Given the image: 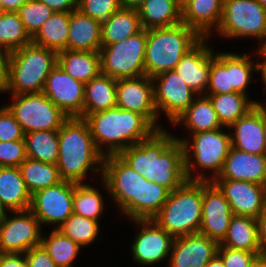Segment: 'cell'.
Segmentation results:
<instances>
[{
  "label": "cell",
  "instance_id": "8992f818",
  "mask_svg": "<svg viewBox=\"0 0 266 267\" xmlns=\"http://www.w3.org/2000/svg\"><path fill=\"white\" fill-rule=\"evenodd\" d=\"M203 181L187 180L171 191L153 220L174 238L199 232L202 218Z\"/></svg>",
  "mask_w": 266,
  "mask_h": 267
},
{
  "label": "cell",
  "instance_id": "91938a15",
  "mask_svg": "<svg viewBox=\"0 0 266 267\" xmlns=\"http://www.w3.org/2000/svg\"><path fill=\"white\" fill-rule=\"evenodd\" d=\"M251 267H266V255L259 256Z\"/></svg>",
  "mask_w": 266,
  "mask_h": 267
},
{
  "label": "cell",
  "instance_id": "003e7915",
  "mask_svg": "<svg viewBox=\"0 0 266 267\" xmlns=\"http://www.w3.org/2000/svg\"><path fill=\"white\" fill-rule=\"evenodd\" d=\"M2 13H3V10H2V8H0V17H1V15H2Z\"/></svg>",
  "mask_w": 266,
  "mask_h": 267
},
{
  "label": "cell",
  "instance_id": "e0dca14e",
  "mask_svg": "<svg viewBox=\"0 0 266 267\" xmlns=\"http://www.w3.org/2000/svg\"><path fill=\"white\" fill-rule=\"evenodd\" d=\"M42 92L68 118H82L85 83L72 78L60 65L50 71Z\"/></svg>",
  "mask_w": 266,
  "mask_h": 267
},
{
  "label": "cell",
  "instance_id": "44dd1931",
  "mask_svg": "<svg viewBox=\"0 0 266 267\" xmlns=\"http://www.w3.org/2000/svg\"><path fill=\"white\" fill-rule=\"evenodd\" d=\"M219 243L196 233L176 237L168 258V267H206L217 254Z\"/></svg>",
  "mask_w": 266,
  "mask_h": 267
},
{
  "label": "cell",
  "instance_id": "ffe728a7",
  "mask_svg": "<svg viewBox=\"0 0 266 267\" xmlns=\"http://www.w3.org/2000/svg\"><path fill=\"white\" fill-rule=\"evenodd\" d=\"M231 129L232 147L250 154H265L266 106L263 102L227 128Z\"/></svg>",
  "mask_w": 266,
  "mask_h": 267
},
{
  "label": "cell",
  "instance_id": "b9f144b4",
  "mask_svg": "<svg viewBox=\"0 0 266 267\" xmlns=\"http://www.w3.org/2000/svg\"><path fill=\"white\" fill-rule=\"evenodd\" d=\"M255 59L251 60L250 55L246 53H231V78L233 85V92H240L245 95L247 94V87L252 81V71H260V63Z\"/></svg>",
  "mask_w": 266,
  "mask_h": 267
},
{
  "label": "cell",
  "instance_id": "74e56055",
  "mask_svg": "<svg viewBox=\"0 0 266 267\" xmlns=\"http://www.w3.org/2000/svg\"><path fill=\"white\" fill-rule=\"evenodd\" d=\"M103 199L101 191L91 184L74 183L73 213L99 221L105 208Z\"/></svg>",
  "mask_w": 266,
  "mask_h": 267
},
{
  "label": "cell",
  "instance_id": "7c38bea8",
  "mask_svg": "<svg viewBox=\"0 0 266 267\" xmlns=\"http://www.w3.org/2000/svg\"><path fill=\"white\" fill-rule=\"evenodd\" d=\"M0 215V253H25L41 244L42 226L28 209Z\"/></svg>",
  "mask_w": 266,
  "mask_h": 267
},
{
  "label": "cell",
  "instance_id": "603a6c76",
  "mask_svg": "<svg viewBox=\"0 0 266 267\" xmlns=\"http://www.w3.org/2000/svg\"><path fill=\"white\" fill-rule=\"evenodd\" d=\"M215 179L249 181L266 186V154H250L231 147L223 170Z\"/></svg>",
  "mask_w": 266,
  "mask_h": 267
},
{
  "label": "cell",
  "instance_id": "680465c9",
  "mask_svg": "<svg viewBox=\"0 0 266 267\" xmlns=\"http://www.w3.org/2000/svg\"><path fill=\"white\" fill-rule=\"evenodd\" d=\"M206 267H224V264L221 257L218 254H216L206 265Z\"/></svg>",
  "mask_w": 266,
  "mask_h": 267
},
{
  "label": "cell",
  "instance_id": "db71d44e",
  "mask_svg": "<svg viewBox=\"0 0 266 267\" xmlns=\"http://www.w3.org/2000/svg\"><path fill=\"white\" fill-rule=\"evenodd\" d=\"M258 233H259V246L260 254L266 255V204L264 210L258 217Z\"/></svg>",
  "mask_w": 266,
  "mask_h": 267
},
{
  "label": "cell",
  "instance_id": "c3c4849f",
  "mask_svg": "<svg viewBox=\"0 0 266 267\" xmlns=\"http://www.w3.org/2000/svg\"><path fill=\"white\" fill-rule=\"evenodd\" d=\"M24 138L20 124L5 106L0 108V141H16Z\"/></svg>",
  "mask_w": 266,
  "mask_h": 267
},
{
  "label": "cell",
  "instance_id": "d4e9b609",
  "mask_svg": "<svg viewBox=\"0 0 266 267\" xmlns=\"http://www.w3.org/2000/svg\"><path fill=\"white\" fill-rule=\"evenodd\" d=\"M102 23L79 10L70 12L67 50L100 52Z\"/></svg>",
  "mask_w": 266,
  "mask_h": 267
},
{
  "label": "cell",
  "instance_id": "4dcf8cb0",
  "mask_svg": "<svg viewBox=\"0 0 266 267\" xmlns=\"http://www.w3.org/2000/svg\"><path fill=\"white\" fill-rule=\"evenodd\" d=\"M219 245L260 253L258 220L251 217L233 215L226 236Z\"/></svg>",
  "mask_w": 266,
  "mask_h": 267
},
{
  "label": "cell",
  "instance_id": "d6986e66",
  "mask_svg": "<svg viewBox=\"0 0 266 267\" xmlns=\"http://www.w3.org/2000/svg\"><path fill=\"white\" fill-rule=\"evenodd\" d=\"M233 215L220 189L212 181H203L202 218L198 233L220 243L226 236Z\"/></svg>",
  "mask_w": 266,
  "mask_h": 267
},
{
  "label": "cell",
  "instance_id": "4fadbf2b",
  "mask_svg": "<svg viewBox=\"0 0 266 267\" xmlns=\"http://www.w3.org/2000/svg\"><path fill=\"white\" fill-rule=\"evenodd\" d=\"M73 191L74 182L62 180L32 194L29 210L41 226L52 224L57 229L73 213Z\"/></svg>",
  "mask_w": 266,
  "mask_h": 267
},
{
  "label": "cell",
  "instance_id": "7bdbcfd3",
  "mask_svg": "<svg viewBox=\"0 0 266 267\" xmlns=\"http://www.w3.org/2000/svg\"><path fill=\"white\" fill-rule=\"evenodd\" d=\"M170 190L143 177L142 220L153 219L168 200Z\"/></svg>",
  "mask_w": 266,
  "mask_h": 267
},
{
  "label": "cell",
  "instance_id": "52a82bcc",
  "mask_svg": "<svg viewBox=\"0 0 266 267\" xmlns=\"http://www.w3.org/2000/svg\"><path fill=\"white\" fill-rule=\"evenodd\" d=\"M58 53L34 43L11 52L8 89L11 95L41 93Z\"/></svg>",
  "mask_w": 266,
  "mask_h": 267
},
{
  "label": "cell",
  "instance_id": "e575fe53",
  "mask_svg": "<svg viewBox=\"0 0 266 267\" xmlns=\"http://www.w3.org/2000/svg\"><path fill=\"white\" fill-rule=\"evenodd\" d=\"M19 169L31 195L62 181L56 164L26 158Z\"/></svg>",
  "mask_w": 266,
  "mask_h": 267
},
{
  "label": "cell",
  "instance_id": "ba28073f",
  "mask_svg": "<svg viewBox=\"0 0 266 267\" xmlns=\"http://www.w3.org/2000/svg\"><path fill=\"white\" fill-rule=\"evenodd\" d=\"M102 167L100 179L122 215L131 221L142 220L143 177L118 155L105 156Z\"/></svg>",
  "mask_w": 266,
  "mask_h": 267
},
{
  "label": "cell",
  "instance_id": "6da1fadb",
  "mask_svg": "<svg viewBox=\"0 0 266 267\" xmlns=\"http://www.w3.org/2000/svg\"><path fill=\"white\" fill-rule=\"evenodd\" d=\"M175 137L159 129L118 156L142 177L174 191L187 181L184 147Z\"/></svg>",
  "mask_w": 266,
  "mask_h": 267
},
{
  "label": "cell",
  "instance_id": "3957f363",
  "mask_svg": "<svg viewBox=\"0 0 266 267\" xmlns=\"http://www.w3.org/2000/svg\"><path fill=\"white\" fill-rule=\"evenodd\" d=\"M85 120L97 150L104 157L118 155L157 130L143 115L117 106L89 114Z\"/></svg>",
  "mask_w": 266,
  "mask_h": 267
},
{
  "label": "cell",
  "instance_id": "11a10c76",
  "mask_svg": "<svg viewBox=\"0 0 266 267\" xmlns=\"http://www.w3.org/2000/svg\"><path fill=\"white\" fill-rule=\"evenodd\" d=\"M29 0H2L3 12H17L18 9Z\"/></svg>",
  "mask_w": 266,
  "mask_h": 267
},
{
  "label": "cell",
  "instance_id": "681fc988",
  "mask_svg": "<svg viewBox=\"0 0 266 267\" xmlns=\"http://www.w3.org/2000/svg\"><path fill=\"white\" fill-rule=\"evenodd\" d=\"M24 254L29 267H58L41 245Z\"/></svg>",
  "mask_w": 266,
  "mask_h": 267
},
{
  "label": "cell",
  "instance_id": "4316f807",
  "mask_svg": "<svg viewBox=\"0 0 266 267\" xmlns=\"http://www.w3.org/2000/svg\"><path fill=\"white\" fill-rule=\"evenodd\" d=\"M172 125H184L190 134L211 131L224 127L218 118L210 98L198 95L193 103L179 115Z\"/></svg>",
  "mask_w": 266,
  "mask_h": 267
},
{
  "label": "cell",
  "instance_id": "6f0895ef",
  "mask_svg": "<svg viewBox=\"0 0 266 267\" xmlns=\"http://www.w3.org/2000/svg\"><path fill=\"white\" fill-rule=\"evenodd\" d=\"M146 0H121L123 8L138 9Z\"/></svg>",
  "mask_w": 266,
  "mask_h": 267
},
{
  "label": "cell",
  "instance_id": "9c48e42d",
  "mask_svg": "<svg viewBox=\"0 0 266 267\" xmlns=\"http://www.w3.org/2000/svg\"><path fill=\"white\" fill-rule=\"evenodd\" d=\"M147 30L111 45H102L101 73L114 79L136 78L145 73V49Z\"/></svg>",
  "mask_w": 266,
  "mask_h": 267
},
{
  "label": "cell",
  "instance_id": "03108f58",
  "mask_svg": "<svg viewBox=\"0 0 266 267\" xmlns=\"http://www.w3.org/2000/svg\"><path fill=\"white\" fill-rule=\"evenodd\" d=\"M5 211L0 206V215H2Z\"/></svg>",
  "mask_w": 266,
  "mask_h": 267
},
{
  "label": "cell",
  "instance_id": "ab89813d",
  "mask_svg": "<svg viewBox=\"0 0 266 267\" xmlns=\"http://www.w3.org/2000/svg\"><path fill=\"white\" fill-rule=\"evenodd\" d=\"M99 222L72 213L57 229L81 247L89 246L99 235Z\"/></svg>",
  "mask_w": 266,
  "mask_h": 267
},
{
  "label": "cell",
  "instance_id": "ee69618b",
  "mask_svg": "<svg viewBox=\"0 0 266 267\" xmlns=\"http://www.w3.org/2000/svg\"><path fill=\"white\" fill-rule=\"evenodd\" d=\"M26 31L33 37L54 11L38 0H29L16 12Z\"/></svg>",
  "mask_w": 266,
  "mask_h": 267
},
{
  "label": "cell",
  "instance_id": "8fae6325",
  "mask_svg": "<svg viewBox=\"0 0 266 267\" xmlns=\"http://www.w3.org/2000/svg\"><path fill=\"white\" fill-rule=\"evenodd\" d=\"M10 97L13 102L6 107L18 121L24 134L59 130L68 118L43 92Z\"/></svg>",
  "mask_w": 266,
  "mask_h": 267
},
{
  "label": "cell",
  "instance_id": "5b68a950",
  "mask_svg": "<svg viewBox=\"0 0 266 267\" xmlns=\"http://www.w3.org/2000/svg\"><path fill=\"white\" fill-rule=\"evenodd\" d=\"M226 128L228 127L189 134L191 135L190 139L175 137L177 141L182 142L184 147L187 180L212 181L220 175L232 147L230 133L223 132V129ZM197 167L200 170L197 172L198 175L194 176ZM204 170L205 172L208 170L211 175H206Z\"/></svg>",
  "mask_w": 266,
  "mask_h": 267
},
{
  "label": "cell",
  "instance_id": "836d02e7",
  "mask_svg": "<svg viewBox=\"0 0 266 267\" xmlns=\"http://www.w3.org/2000/svg\"><path fill=\"white\" fill-rule=\"evenodd\" d=\"M210 98L220 123L229 127L261 102L252 100L240 92L206 95Z\"/></svg>",
  "mask_w": 266,
  "mask_h": 267
},
{
  "label": "cell",
  "instance_id": "cb8c5ba5",
  "mask_svg": "<svg viewBox=\"0 0 266 267\" xmlns=\"http://www.w3.org/2000/svg\"><path fill=\"white\" fill-rule=\"evenodd\" d=\"M223 1L190 0L182 7V23L211 39L221 23Z\"/></svg>",
  "mask_w": 266,
  "mask_h": 267
},
{
  "label": "cell",
  "instance_id": "7402d4cb",
  "mask_svg": "<svg viewBox=\"0 0 266 267\" xmlns=\"http://www.w3.org/2000/svg\"><path fill=\"white\" fill-rule=\"evenodd\" d=\"M209 37H203L182 57L175 71L198 95H205L211 71L214 50L208 45Z\"/></svg>",
  "mask_w": 266,
  "mask_h": 267
},
{
  "label": "cell",
  "instance_id": "7dc6e473",
  "mask_svg": "<svg viewBox=\"0 0 266 267\" xmlns=\"http://www.w3.org/2000/svg\"><path fill=\"white\" fill-rule=\"evenodd\" d=\"M217 254L221 257L224 267H251L260 253L232 249L219 245Z\"/></svg>",
  "mask_w": 266,
  "mask_h": 267
},
{
  "label": "cell",
  "instance_id": "6125c7cd",
  "mask_svg": "<svg viewBox=\"0 0 266 267\" xmlns=\"http://www.w3.org/2000/svg\"><path fill=\"white\" fill-rule=\"evenodd\" d=\"M190 0H178L179 6L182 8Z\"/></svg>",
  "mask_w": 266,
  "mask_h": 267
},
{
  "label": "cell",
  "instance_id": "7a4b0ae2",
  "mask_svg": "<svg viewBox=\"0 0 266 267\" xmlns=\"http://www.w3.org/2000/svg\"><path fill=\"white\" fill-rule=\"evenodd\" d=\"M58 140L56 165L62 180L83 183L89 170L102 176L104 156L97 150L84 118H67L58 130Z\"/></svg>",
  "mask_w": 266,
  "mask_h": 267
},
{
  "label": "cell",
  "instance_id": "f5cc1de1",
  "mask_svg": "<svg viewBox=\"0 0 266 267\" xmlns=\"http://www.w3.org/2000/svg\"><path fill=\"white\" fill-rule=\"evenodd\" d=\"M54 12H72L77 9V0H38Z\"/></svg>",
  "mask_w": 266,
  "mask_h": 267
},
{
  "label": "cell",
  "instance_id": "816d5d0a",
  "mask_svg": "<svg viewBox=\"0 0 266 267\" xmlns=\"http://www.w3.org/2000/svg\"><path fill=\"white\" fill-rule=\"evenodd\" d=\"M0 267H29L23 253H0Z\"/></svg>",
  "mask_w": 266,
  "mask_h": 267
},
{
  "label": "cell",
  "instance_id": "e7e4bbea",
  "mask_svg": "<svg viewBox=\"0 0 266 267\" xmlns=\"http://www.w3.org/2000/svg\"><path fill=\"white\" fill-rule=\"evenodd\" d=\"M264 145H265V154H266V131H265V135H264Z\"/></svg>",
  "mask_w": 266,
  "mask_h": 267
},
{
  "label": "cell",
  "instance_id": "484cf974",
  "mask_svg": "<svg viewBox=\"0 0 266 267\" xmlns=\"http://www.w3.org/2000/svg\"><path fill=\"white\" fill-rule=\"evenodd\" d=\"M31 194L19 167H0V206L5 212L28 210Z\"/></svg>",
  "mask_w": 266,
  "mask_h": 267
},
{
  "label": "cell",
  "instance_id": "f907efd6",
  "mask_svg": "<svg viewBox=\"0 0 266 267\" xmlns=\"http://www.w3.org/2000/svg\"><path fill=\"white\" fill-rule=\"evenodd\" d=\"M11 52L0 45V93H6L9 82Z\"/></svg>",
  "mask_w": 266,
  "mask_h": 267
},
{
  "label": "cell",
  "instance_id": "8d00e7d4",
  "mask_svg": "<svg viewBox=\"0 0 266 267\" xmlns=\"http://www.w3.org/2000/svg\"><path fill=\"white\" fill-rule=\"evenodd\" d=\"M40 245L58 267H73L72 264L82 249L80 245L55 228L49 236L42 234Z\"/></svg>",
  "mask_w": 266,
  "mask_h": 267
},
{
  "label": "cell",
  "instance_id": "1f68e13d",
  "mask_svg": "<svg viewBox=\"0 0 266 267\" xmlns=\"http://www.w3.org/2000/svg\"><path fill=\"white\" fill-rule=\"evenodd\" d=\"M142 29L138 10L122 7L102 22V45L116 44Z\"/></svg>",
  "mask_w": 266,
  "mask_h": 267
},
{
  "label": "cell",
  "instance_id": "60d3db41",
  "mask_svg": "<svg viewBox=\"0 0 266 267\" xmlns=\"http://www.w3.org/2000/svg\"><path fill=\"white\" fill-rule=\"evenodd\" d=\"M211 59L209 83L205 95L232 93L231 53L221 52Z\"/></svg>",
  "mask_w": 266,
  "mask_h": 267
},
{
  "label": "cell",
  "instance_id": "f35d334b",
  "mask_svg": "<svg viewBox=\"0 0 266 267\" xmlns=\"http://www.w3.org/2000/svg\"><path fill=\"white\" fill-rule=\"evenodd\" d=\"M32 43V37L26 31L16 12H3L0 17V45L13 52Z\"/></svg>",
  "mask_w": 266,
  "mask_h": 267
},
{
  "label": "cell",
  "instance_id": "2e32d148",
  "mask_svg": "<svg viewBox=\"0 0 266 267\" xmlns=\"http://www.w3.org/2000/svg\"><path fill=\"white\" fill-rule=\"evenodd\" d=\"M140 227L131 245L132 259L141 265H153L165 260L172 250L174 237L153 219L132 220Z\"/></svg>",
  "mask_w": 266,
  "mask_h": 267
},
{
  "label": "cell",
  "instance_id": "be15d7a7",
  "mask_svg": "<svg viewBox=\"0 0 266 267\" xmlns=\"http://www.w3.org/2000/svg\"><path fill=\"white\" fill-rule=\"evenodd\" d=\"M266 10V0H257Z\"/></svg>",
  "mask_w": 266,
  "mask_h": 267
},
{
  "label": "cell",
  "instance_id": "d6a6232c",
  "mask_svg": "<svg viewBox=\"0 0 266 267\" xmlns=\"http://www.w3.org/2000/svg\"><path fill=\"white\" fill-rule=\"evenodd\" d=\"M70 12H54L32 37V43L57 53L67 50Z\"/></svg>",
  "mask_w": 266,
  "mask_h": 267
},
{
  "label": "cell",
  "instance_id": "94428289",
  "mask_svg": "<svg viewBox=\"0 0 266 267\" xmlns=\"http://www.w3.org/2000/svg\"><path fill=\"white\" fill-rule=\"evenodd\" d=\"M260 45L261 46L258 48V51L256 50V52H266V36Z\"/></svg>",
  "mask_w": 266,
  "mask_h": 267
},
{
  "label": "cell",
  "instance_id": "ac0fdd59",
  "mask_svg": "<svg viewBox=\"0 0 266 267\" xmlns=\"http://www.w3.org/2000/svg\"><path fill=\"white\" fill-rule=\"evenodd\" d=\"M234 215L258 219L266 204V186L249 181L214 179Z\"/></svg>",
  "mask_w": 266,
  "mask_h": 267
},
{
  "label": "cell",
  "instance_id": "bcb514c9",
  "mask_svg": "<svg viewBox=\"0 0 266 267\" xmlns=\"http://www.w3.org/2000/svg\"><path fill=\"white\" fill-rule=\"evenodd\" d=\"M27 158L25 139L0 141V167H19Z\"/></svg>",
  "mask_w": 266,
  "mask_h": 267
},
{
  "label": "cell",
  "instance_id": "f1b7e54d",
  "mask_svg": "<svg viewBox=\"0 0 266 267\" xmlns=\"http://www.w3.org/2000/svg\"><path fill=\"white\" fill-rule=\"evenodd\" d=\"M143 29L170 27L182 23L178 0H146L138 9Z\"/></svg>",
  "mask_w": 266,
  "mask_h": 267
},
{
  "label": "cell",
  "instance_id": "5bb4252c",
  "mask_svg": "<svg viewBox=\"0 0 266 267\" xmlns=\"http://www.w3.org/2000/svg\"><path fill=\"white\" fill-rule=\"evenodd\" d=\"M154 102L158 112L168 117L172 124L198 96L175 70L160 73L152 78ZM161 111V112H160Z\"/></svg>",
  "mask_w": 266,
  "mask_h": 267
},
{
  "label": "cell",
  "instance_id": "9f6ffc18",
  "mask_svg": "<svg viewBox=\"0 0 266 267\" xmlns=\"http://www.w3.org/2000/svg\"><path fill=\"white\" fill-rule=\"evenodd\" d=\"M258 53L259 59L260 57L262 58V63H260V73H261V80L265 85V89H266V52H255Z\"/></svg>",
  "mask_w": 266,
  "mask_h": 267
},
{
  "label": "cell",
  "instance_id": "f546056e",
  "mask_svg": "<svg viewBox=\"0 0 266 267\" xmlns=\"http://www.w3.org/2000/svg\"><path fill=\"white\" fill-rule=\"evenodd\" d=\"M58 65L72 78L88 83L101 73L100 52L63 50Z\"/></svg>",
  "mask_w": 266,
  "mask_h": 267
},
{
  "label": "cell",
  "instance_id": "277c9868",
  "mask_svg": "<svg viewBox=\"0 0 266 267\" xmlns=\"http://www.w3.org/2000/svg\"><path fill=\"white\" fill-rule=\"evenodd\" d=\"M203 37L185 23L170 27L147 29L145 73L156 75L174 70L182 57Z\"/></svg>",
  "mask_w": 266,
  "mask_h": 267
},
{
  "label": "cell",
  "instance_id": "30bf717a",
  "mask_svg": "<svg viewBox=\"0 0 266 267\" xmlns=\"http://www.w3.org/2000/svg\"><path fill=\"white\" fill-rule=\"evenodd\" d=\"M216 32L226 39L255 38L261 43L266 36V10L257 0H224Z\"/></svg>",
  "mask_w": 266,
  "mask_h": 267
},
{
  "label": "cell",
  "instance_id": "9a60e30c",
  "mask_svg": "<svg viewBox=\"0 0 266 267\" xmlns=\"http://www.w3.org/2000/svg\"><path fill=\"white\" fill-rule=\"evenodd\" d=\"M116 106L143 115L157 130L158 112L154 102V84L152 78L144 75L136 78L117 79Z\"/></svg>",
  "mask_w": 266,
  "mask_h": 267
},
{
  "label": "cell",
  "instance_id": "d590c367",
  "mask_svg": "<svg viewBox=\"0 0 266 267\" xmlns=\"http://www.w3.org/2000/svg\"><path fill=\"white\" fill-rule=\"evenodd\" d=\"M27 158L57 164L58 130L32 131L24 134Z\"/></svg>",
  "mask_w": 266,
  "mask_h": 267
},
{
  "label": "cell",
  "instance_id": "83f0119b",
  "mask_svg": "<svg viewBox=\"0 0 266 267\" xmlns=\"http://www.w3.org/2000/svg\"><path fill=\"white\" fill-rule=\"evenodd\" d=\"M116 84L117 79L102 73L85 83L82 118L116 107Z\"/></svg>",
  "mask_w": 266,
  "mask_h": 267
},
{
  "label": "cell",
  "instance_id": "f6af8a7d",
  "mask_svg": "<svg viewBox=\"0 0 266 267\" xmlns=\"http://www.w3.org/2000/svg\"><path fill=\"white\" fill-rule=\"evenodd\" d=\"M121 8V0H77V10L101 23Z\"/></svg>",
  "mask_w": 266,
  "mask_h": 267
}]
</instances>
